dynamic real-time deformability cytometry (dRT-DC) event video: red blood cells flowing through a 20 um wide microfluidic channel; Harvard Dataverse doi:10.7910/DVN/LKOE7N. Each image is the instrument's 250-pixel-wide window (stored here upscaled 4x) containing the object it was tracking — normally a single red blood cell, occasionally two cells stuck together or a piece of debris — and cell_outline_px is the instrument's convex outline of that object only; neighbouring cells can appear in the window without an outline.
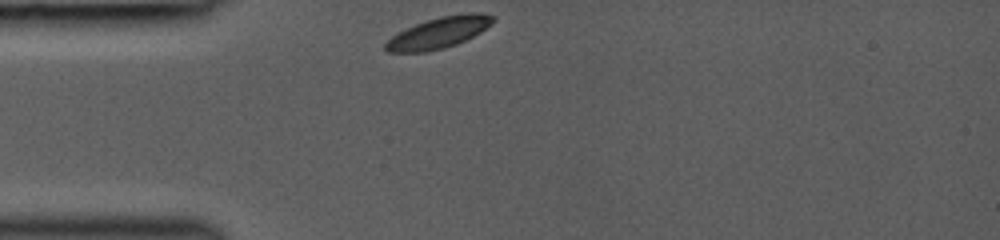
{"species": "common noctule bat (a hibernating species)", "species_latin": "Nyctalus noctula", "temperature_condition": "room temperature", "stored_images_in_passage": 13, "camera_frame_rate_fps": 3000, "um_per_image_px": 0.085, "animal": {"sex": "female", "body_mass_g": 19.0, "forearm_length_mm": 53.3}, "frame": {"image": 1, "passage_image": 1, "time_ms": 0.0, "image_size_px": [1000, 240], "cell_outline_px": [[496, 20], [492, 24], [480, 32], [456, 44], [444, 48], [428, 52], [388, 52], [384, 48], [384, 44], [392, 36], [416, 24], [440, 16], [468, 12], [480, 12], [496, 16]], "centroid_in_image_um": [37.35, 2.77], "position_along_channel_um": 47.7, "area_um2": 19.42}}
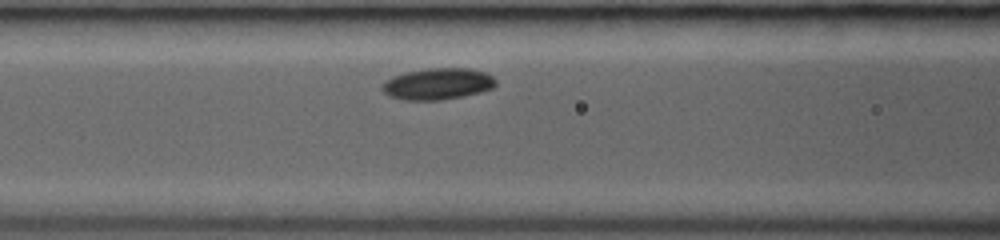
{"frame": {"image": 2, "passage_image": 7, "time_ms": 2.333, "image_size_px": [1000, 240], "cell_outline_px": [[496, 84], [492, 88], [480, 92], [464, 96], [440, 100], [404, 100], [388, 96], [380, 88], [392, 76], [404, 72], [428, 68], [468, 68], [484, 72], [492, 76], [496, 80]], "centroid_in_image_um": [37.2, 7.13], "position_along_channel_um": 129.4, "area_um2": 20.87}}
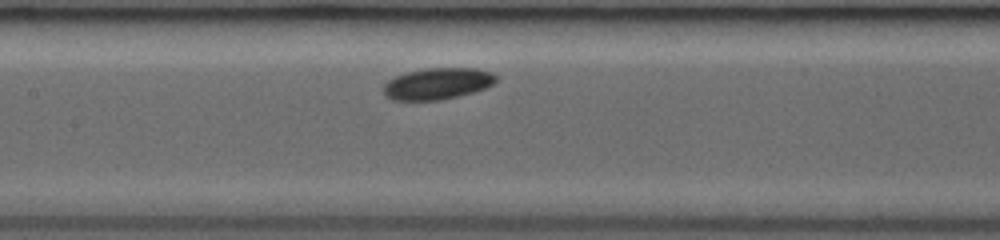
{"frame": {"image": 3, "passage_image": 10, "time_ms": 3.333, "image_size_px": [1000, 240], "cell_outline_px": [[496, 80], [492, 84], [484, 88], [472, 92], [440, 100], [392, 100], [384, 96], [384, 84], [388, 80], [404, 72], [424, 68], [476, 68], [492, 72], [496, 76]], "centroid_in_image_um": [37.15, 7.1], "position_along_channel_um": 170.3, "area_um2": 20.63}}